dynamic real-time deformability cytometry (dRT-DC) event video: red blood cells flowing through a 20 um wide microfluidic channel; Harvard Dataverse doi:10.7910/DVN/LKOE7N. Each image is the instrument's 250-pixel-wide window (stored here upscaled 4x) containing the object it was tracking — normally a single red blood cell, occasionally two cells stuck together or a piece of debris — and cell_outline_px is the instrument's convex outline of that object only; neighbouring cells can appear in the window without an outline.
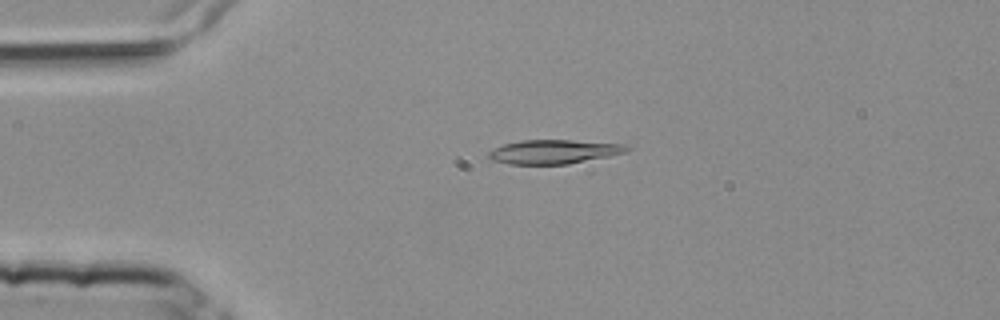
{"species": "common noctule bat (a hibernating species)", "species_latin": "Nyctalus noctula", "temperature_condition": "room temperature", "stored_images_in_passage": 3, "camera_frame_rate_fps": 3000, "um_per_image_px": 0.085, "animal": {"sex": "female", "body_mass_g": 25.1}, "frame": {"image": 1, "passage_image": 2, "time_ms": 0.333, "image_size_px": [1000, 320], "cell_outline_px": [[632, 148], [624, 152], [608, 156], [568, 164], [508, 164], [492, 160], [488, 156], [488, 152], [492, 148], [504, 144], [520, 140], [572, 140], [624, 144]], "centroid_in_image_um": [47.04, 12.89], "position_along_channel_um": 38.0, "area_um2": 19.31}}